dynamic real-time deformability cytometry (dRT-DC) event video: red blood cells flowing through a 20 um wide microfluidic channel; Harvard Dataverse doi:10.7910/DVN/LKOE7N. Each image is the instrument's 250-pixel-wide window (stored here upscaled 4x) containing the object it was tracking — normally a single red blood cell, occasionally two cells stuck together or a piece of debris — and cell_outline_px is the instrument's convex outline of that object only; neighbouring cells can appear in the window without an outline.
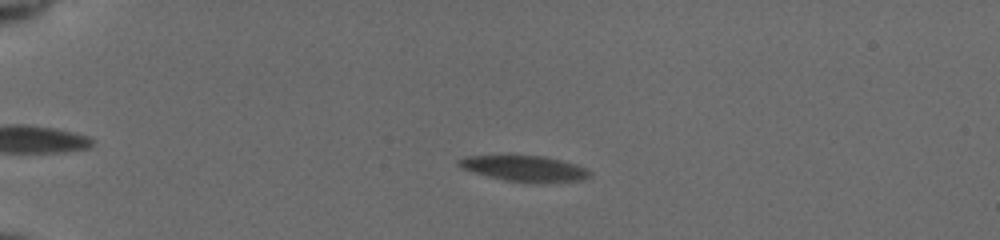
{"species": "common noctule bat (a hibernating species)", "species_latin": "Nyctalus noctula", "temperature_condition": "cold", "stored_images_in_passage": 47, "camera_frame_rate_fps": 3000, "um_per_image_px": 0.085, "animal": {"sex": "female", "body_mass_g": 19.5, "forearm_length_mm": 54.1}, "frame": {"image": 1, "passage_image": 3, "time_ms": 0.667, "image_size_px": [1000, 240], "cell_outline_px": [[592, 176], [580, 180], [504, 180], [476, 172], [464, 168], [456, 164], [456, 160], [468, 156], [544, 156], [576, 164], [592, 172]], "centroid_in_image_um": [44.58, 14.28], "position_along_channel_um": 40.4, "area_um2": 18.44}}
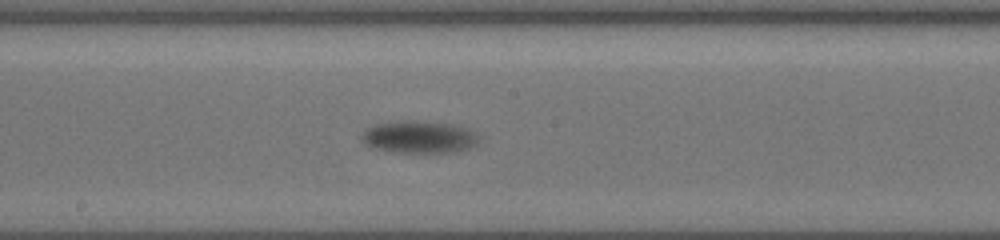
{"frame": {"image": 2, "passage_image": 22, "time_ms": 7.0, "image_size_px": [1000, 240], "cell_outline_px": [[480, 140], [476, 144], [468, 148], [452, 152], [396, 152], [376, 148], [364, 144], [360, 136], [368, 128], [376, 124], [408, 120], [452, 124], [468, 128], [476, 132]], "centroid_in_image_um": [35.65, 11.64], "position_along_channel_um": 212.5, "area_um2": 21.85}}
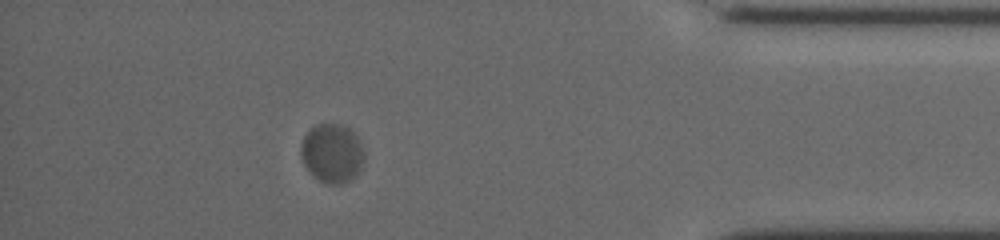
{"frame": {"image": 3, "passage_image": 41, "time_ms": 13.333, "image_size_px": [1000, 240], "cell_outline_px": [[364, 160], [356, 176], [340, 184], [328, 184], [312, 176], [304, 164], [300, 152], [300, 148], [304, 136], [316, 124], [340, 124], [348, 128], [356, 136], [364, 152]], "centroid_in_image_um": [28.21, 13.04], "position_along_channel_um": 407.0, "area_um2": 21.56}, "authors_computed_cell_mechanics": {"area_um2": 21.5016, "velocity_mm_per_s": 3.6036, "shape_relaxation_time_tau1_ms": 1.5519, "shape_relaxation_time_tau2_ms": null, "deformation_change_tau1": 0.0944, "deformation_change_tau2": null}}